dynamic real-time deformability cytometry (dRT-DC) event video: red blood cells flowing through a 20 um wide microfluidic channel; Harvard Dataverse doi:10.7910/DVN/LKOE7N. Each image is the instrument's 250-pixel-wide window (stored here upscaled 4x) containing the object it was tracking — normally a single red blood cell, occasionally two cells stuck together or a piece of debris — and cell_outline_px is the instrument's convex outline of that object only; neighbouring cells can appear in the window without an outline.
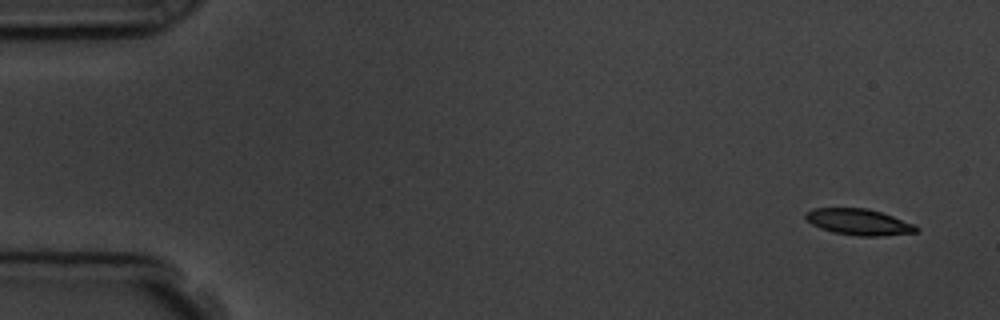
{"species": "common noctule bat (a hibernating species)", "species_latin": "Nyctalus noctula", "temperature_condition": "room temperature", "stored_images_in_passage": 5, "camera_frame_rate_fps": 3000, "um_per_image_px": 0.085, "animal": {"sex": "male", "body_mass_g": 19.5, "forearm_length_mm": 54.6}, "frame": {"image": 1, "passage_image": 1, "time_ms": 0.0, "image_size_px": [1000, 320], "cell_outline_px": [[920, 228], [916, 232], [880, 236], [856, 236], [832, 232], [820, 228], [812, 224], [804, 216], [812, 208], [868, 208], [916, 224]], "centroid_in_image_um": [73.02, 18.87], "position_along_channel_um": 12.0, "area_um2": 16.88}}
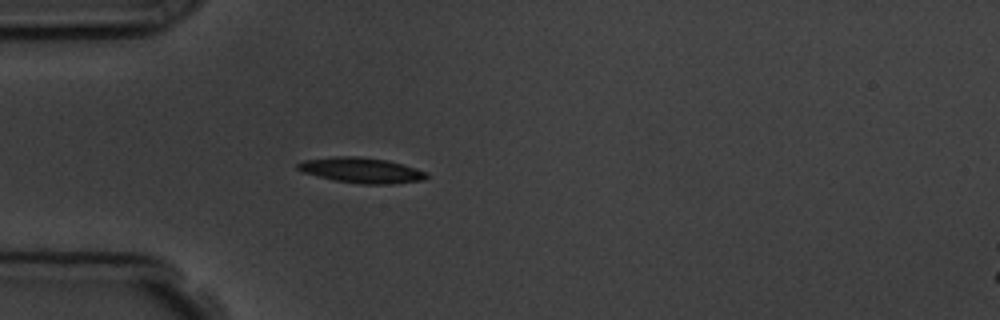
{"frame": {"image": 2, "passage_image": 5, "time_ms": 4.333, "image_size_px": [1000, 320], "cell_outline_px": [[428, 176], [424, 180], [392, 184], [360, 184], [336, 180], [304, 172], [296, 168], [296, 164], [304, 160], [332, 156], [360, 156], [388, 160], [404, 164], [428, 172]], "centroid_in_image_um": [30.77, 14.46], "position_along_channel_um": 54.2, "area_um2": 19.13}}